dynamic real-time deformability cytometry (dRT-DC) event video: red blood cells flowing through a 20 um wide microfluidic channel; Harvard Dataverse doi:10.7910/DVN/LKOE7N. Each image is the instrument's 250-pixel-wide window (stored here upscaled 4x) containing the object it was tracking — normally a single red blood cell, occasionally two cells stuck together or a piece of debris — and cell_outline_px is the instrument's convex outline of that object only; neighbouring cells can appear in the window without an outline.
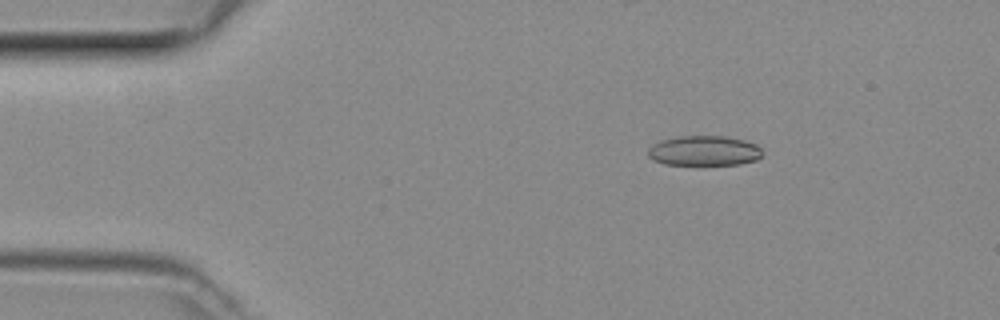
{"species": "common noctule bat (a hibernating species)", "species_latin": "Nyctalus noctula", "temperature_condition": "room temperature", "stored_images_in_passage": 49, "camera_frame_rate_fps": 3000, "um_per_image_px": 0.085, "animal": {"sex": "female", "body_mass_g": 29.2, "forearm_length_mm": 56.3}, "frame": {"image": 1, "passage_image": 8, "time_ms": 2.333, "image_size_px": [1000, 320], "cell_outline_px": [[764, 156], [756, 160], [740, 164], [664, 164], [652, 160], [648, 156], [648, 148], [652, 144], [660, 140], [680, 136], [724, 136], [744, 140], [756, 144], [760, 148]], "centroid_in_image_um": [59.84, 12.81], "position_along_channel_um": 25.2, "area_um2": 20.06}}
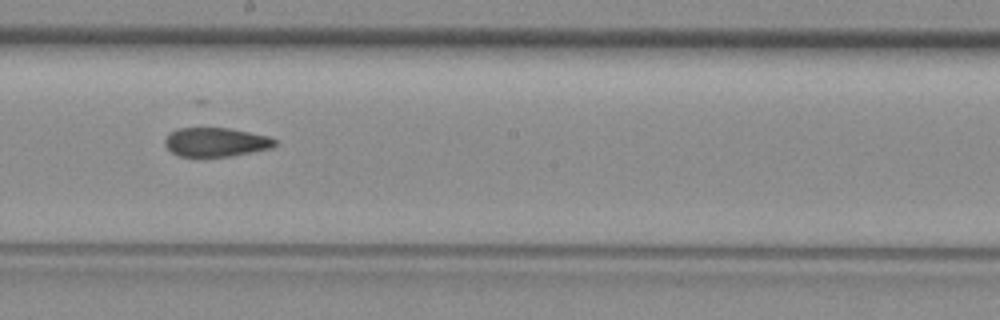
{"frame": {"image": 2, "passage_image": 27, "time_ms": 8.667, "image_size_px": [1000, 320], "cell_outline_px": [[276, 144], [272, 148], [232, 156], [180, 156], [172, 152], [164, 144], [164, 140], [172, 132], [180, 128], [228, 128], [268, 136], [276, 140]], "centroid_in_image_um": [18.37, 12.08], "position_along_channel_um": 229.8, "area_um2": 18.32}}
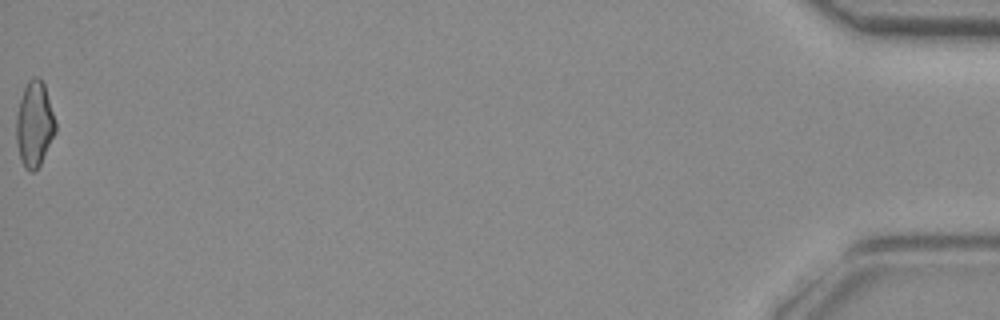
{"frame": {"image": 3, "passage_image": 49, "time_ms": 16.0, "image_size_px": [1000, 320], "cell_outline_px": [[56, 132], [40, 164], [32, 172], [24, 168], [20, 160], [16, 140], [16, 116], [20, 100], [24, 88], [28, 80], [32, 76], [40, 76], [44, 84], [56, 120]], "centroid_in_image_um": [2.93, 10.53], "position_along_channel_um": 432.3, "area_um2": 19.65}}